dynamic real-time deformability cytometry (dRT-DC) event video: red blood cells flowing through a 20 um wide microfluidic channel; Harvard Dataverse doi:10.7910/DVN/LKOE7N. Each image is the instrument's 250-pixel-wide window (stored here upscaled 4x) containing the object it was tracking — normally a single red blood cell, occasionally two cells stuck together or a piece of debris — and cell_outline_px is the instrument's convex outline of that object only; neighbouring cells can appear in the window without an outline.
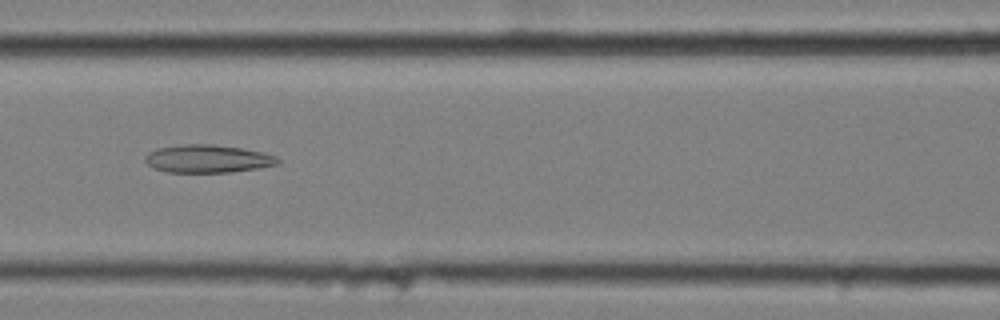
{"species": "common noctule bat (a hibernating species)", "species_latin": "Nyctalus noctula", "temperature_condition": "cold", "stored_images_in_passage": 55, "camera_frame_rate_fps": 3000, "um_per_image_px": 0.085, "animal": {"sex": "female", "body_mass_g": 25.1}, "frame": {"image": 1, "passage_image": 23, "time_ms": 7.333, "image_size_px": [1000, 320], "cell_outline_px": [[280, 164], [260, 168], [232, 172], [168, 172], [156, 168], [148, 164], [144, 160], [144, 156], [148, 152], [156, 148], [184, 144], [212, 144], [240, 148], [260, 152], [276, 156], [280, 160]], "centroid_in_image_um": [17.66, 13.49], "position_along_channel_um": 148.9, "area_um2": 21.56}}
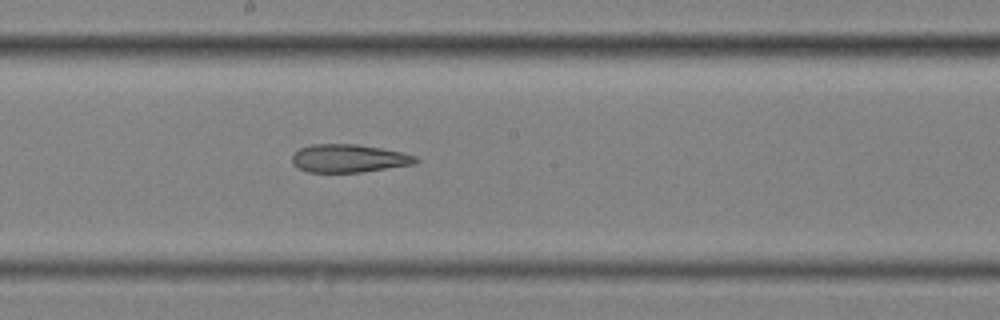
{"frame": {"image": 2, "passage_image": 29, "time_ms": 9.333, "image_size_px": [1000, 320], "cell_outline_px": [[420, 160], [412, 164], [360, 172], [308, 172], [292, 164], [292, 156], [300, 148], [312, 144], [356, 144], [404, 152], [416, 156]], "centroid_in_image_um": [29.64, 13.45], "position_along_channel_um": 218.6, "area_um2": 20.06}}
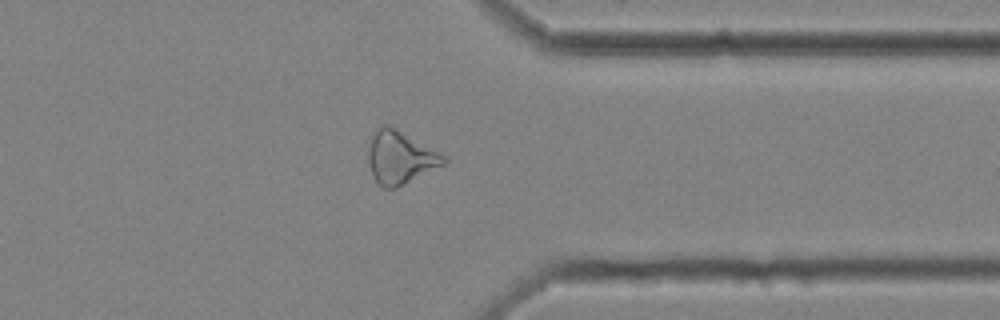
{"frame": {"image": 3, "passage_image": 43, "time_ms": 14.0, "image_size_px": [1000, 320], "cell_outline_px": [[448, 164], [396, 188], [384, 188], [372, 176], [368, 164], [368, 152], [372, 132], [380, 124], [388, 124], [396, 128], [448, 156]], "centroid_in_image_um": [34.05, 13.37], "position_along_channel_um": 377.4, "area_um2": 23.81}, "authors_computed_cell_mechanics": {"area_um2": 24.6806, "velocity_mm_per_s": 3.4921, "shape_relaxation_time_tau1_ms": null, "shape_relaxation_time_tau2_ms": 7.9822, "deformation_change_tau1": null, "deformation_change_tau2": 0.2207}}